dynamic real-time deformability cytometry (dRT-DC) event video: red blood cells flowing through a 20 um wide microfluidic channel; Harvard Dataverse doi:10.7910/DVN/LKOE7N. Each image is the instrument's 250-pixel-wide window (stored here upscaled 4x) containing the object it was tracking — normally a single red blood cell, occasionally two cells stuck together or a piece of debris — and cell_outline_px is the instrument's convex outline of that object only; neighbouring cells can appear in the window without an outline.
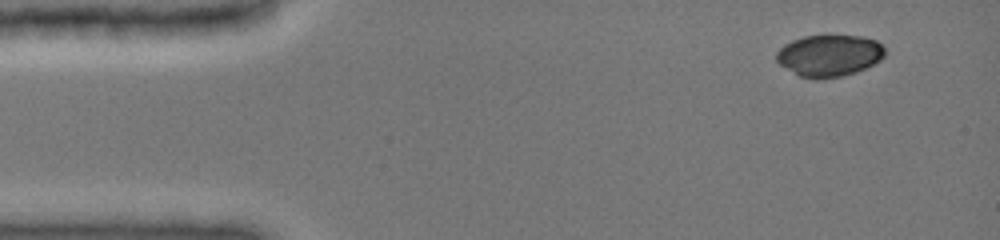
{"species": "common noctule bat (a hibernating species)", "species_latin": "Nyctalus noctula", "temperature_condition": "cold", "stored_images_in_passage": 43, "camera_frame_rate_fps": 3000, "um_per_image_px": 0.085, "animal": {"sex": "female", "body_mass_g": 19.0, "forearm_length_mm": 51.5}, "frame": {"image": 1, "passage_image": 1, "time_ms": 0.0, "image_size_px": [1000, 240], "cell_outline_px": [[884, 56], [880, 60], [856, 72], [840, 76], [816, 80], [800, 76], [780, 64], [776, 60], [776, 52], [784, 44], [792, 40], [804, 36], [860, 36], [876, 40], [884, 48]], "centroid_in_image_um": [70.46, 4.72], "position_along_channel_um": 14.5, "area_um2": 26.13}}
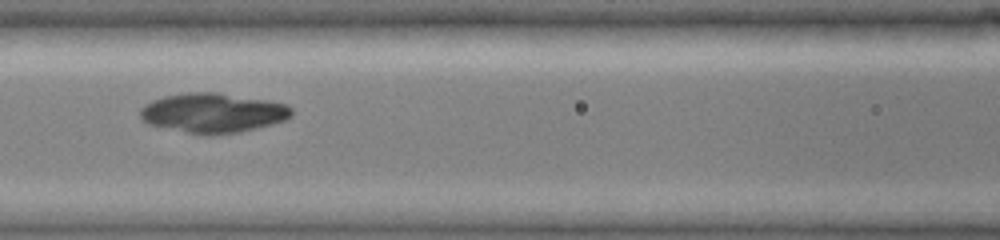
{"frame": {"image": 2, "passage_image": 18, "time_ms": 5.667, "image_size_px": [1000, 240], "cell_outline_px": [[292, 116], [288, 120], [240, 132], [212, 136], [204, 136], [148, 124], [140, 116], [140, 108], [144, 104], [152, 100], [164, 96], [188, 92], [216, 92], [288, 104], [292, 108]], "centroid_in_image_um": [18.11, 9.61], "position_along_channel_um": 148.5, "area_um2": 35.2}}
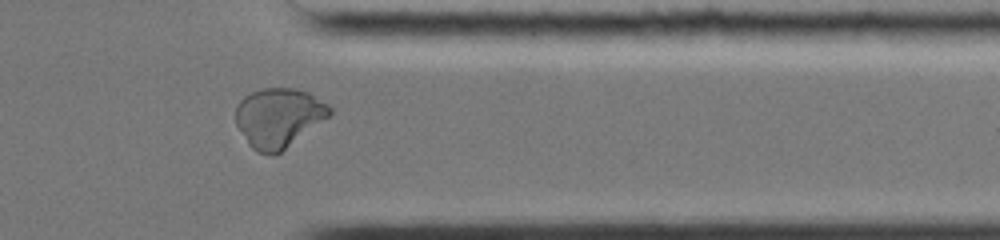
{"frame": {"image": 3, "passage_image": 36, "time_ms": 11.667, "image_size_px": [1000, 240], "cell_outline_px": [[332, 112], [328, 116], [280, 152], [272, 156], [256, 152], [248, 144], [236, 124], [236, 104], [244, 96], [260, 88], [296, 88], [308, 92], [328, 104], [332, 108]], "centroid_in_image_um": [23.65, 9.98], "position_along_channel_um": 387.8, "area_um2": 32.31}}